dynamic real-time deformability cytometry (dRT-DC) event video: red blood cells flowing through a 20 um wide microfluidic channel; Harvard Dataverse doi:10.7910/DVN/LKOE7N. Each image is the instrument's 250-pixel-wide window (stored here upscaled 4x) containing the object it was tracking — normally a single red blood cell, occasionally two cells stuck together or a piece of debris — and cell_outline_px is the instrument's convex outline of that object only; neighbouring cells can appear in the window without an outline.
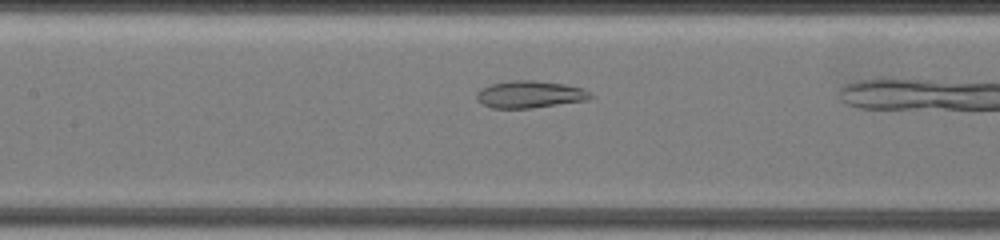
{"species": "common noctule bat (a hibernating species)", "species_latin": "Nyctalus noctula", "temperature_condition": "warm", "stored_images_in_passage": 10, "camera_frame_rate_fps": 3000, "um_per_image_px": 0.085, "animal": {"sex": "female", "body_mass_g": 19.5, "forearm_length_mm": 54.1}, "frame": {"image": 1, "passage_image": 6, "time_ms": 4.333, "image_size_px": [1000, 240], "cell_outline_px": [[596, 96], [588, 100], [532, 108], [492, 108], [484, 104], [476, 96], [476, 92], [480, 88], [492, 84], [512, 80], [532, 80], [564, 84], [584, 88], [592, 92]], "centroid_in_image_um": [45.11, 8.02], "position_along_channel_um": 162.3, "area_um2": 18.09}}